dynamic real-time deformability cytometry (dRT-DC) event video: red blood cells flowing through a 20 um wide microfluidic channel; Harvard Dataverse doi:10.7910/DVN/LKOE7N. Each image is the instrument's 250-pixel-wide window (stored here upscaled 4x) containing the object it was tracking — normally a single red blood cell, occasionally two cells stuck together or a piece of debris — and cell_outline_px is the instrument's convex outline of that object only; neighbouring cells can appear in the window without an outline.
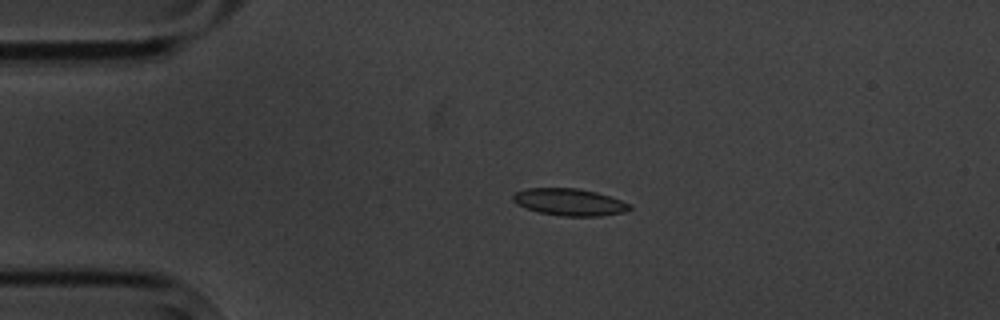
{"species": "common noctule bat (a hibernating species)", "species_latin": "Nyctalus noctula", "temperature_condition": "cold", "stored_images_in_passage": 4, "camera_frame_rate_fps": 3000, "um_per_image_px": 0.085, "animal": {"sex": "male", "body_mass_g": 20.1, "forearm_length_mm": 53.5}, "frame": {"image": 1, "passage_image": 3, "time_ms": 3.0, "image_size_px": [1000, 320], "cell_outline_px": [[632, 208], [624, 212], [600, 216], [560, 216], [540, 212], [516, 204], [512, 200], [512, 196], [516, 192], [528, 188], [576, 188], [596, 192], [632, 204]], "centroid_in_image_um": [48.41, 17.18], "position_along_channel_um": 36.6, "area_um2": 18.26}}